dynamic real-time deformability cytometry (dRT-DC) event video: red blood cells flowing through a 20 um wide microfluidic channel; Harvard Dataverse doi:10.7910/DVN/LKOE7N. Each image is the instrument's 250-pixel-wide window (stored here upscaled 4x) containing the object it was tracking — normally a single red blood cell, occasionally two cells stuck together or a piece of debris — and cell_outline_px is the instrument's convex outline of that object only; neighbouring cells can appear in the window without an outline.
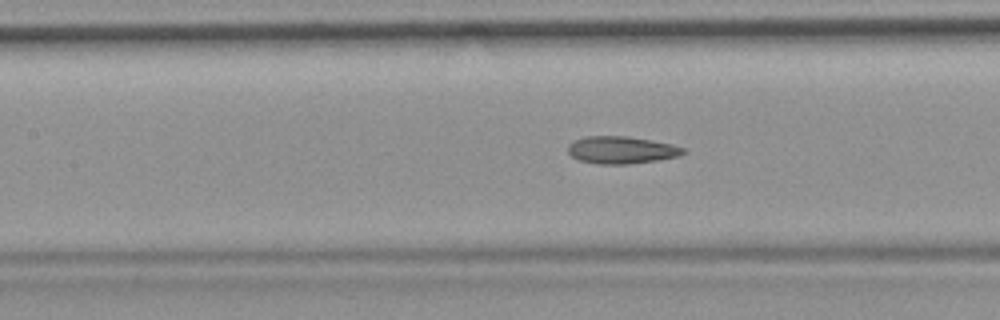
{"species": "common noctule bat (a hibernating species)", "species_latin": "Nyctalus noctula", "temperature_condition": "room temperature", "stored_images_in_passage": 34, "camera_frame_rate_fps": 3000, "um_per_image_px": 0.085, "animal": {"sex": "female", "body_mass_g": 19.9}, "frame": {"image": 1, "passage_image": 15, "time_ms": 4.667, "image_size_px": [1000, 320], "cell_outline_px": [[688, 152], [676, 156], [656, 160], [628, 164], [600, 164], [580, 160], [572, 156], [568, 152], [568, 144], [584, 136], [628, 136], [672, 144], [688, 148]], "centroid_in_image_um": [52.85, 12.74], "position_along_channel_um": 154.6, "area_um2": 18.32}}
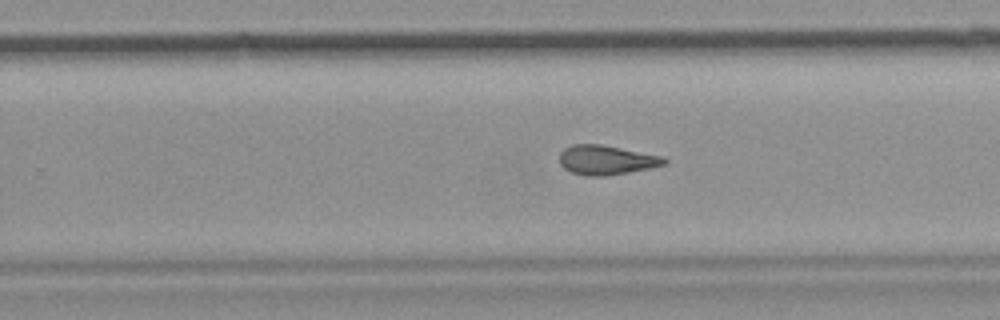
{"frame": {"image": 2, "passage_image": 25, "time_ms": 8.0, "image_size_px": [1000, 320], "cell_outline_px": [[668, 160], [664, 164], [648, 168], [628, 172], [604, 176], [588, 176], [572, 172], [564, 168], [560, 164], [560, 152], [564, 148], [572, 144], [600, 144], [664, 156]], "centroid_in_image_um": [51.52, 13.59], "position_along_channel_um": 278.3, "area_um2": 17.86}}